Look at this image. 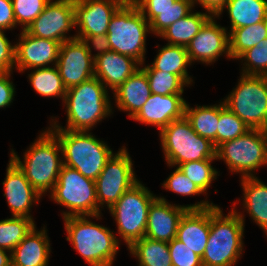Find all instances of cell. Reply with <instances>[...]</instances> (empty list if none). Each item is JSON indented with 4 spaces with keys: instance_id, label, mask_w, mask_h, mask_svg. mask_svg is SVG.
Here are the masks:
<instances>
[{
    "instance_id": "18",
    "label": "cell",
    "mask_w": 267,
    "mask_h": 266,
    "mask_svg": "<svg viewBox=\"0 0 267 266\" xmlns=\"http://www.w3.org/2000/svg\"><path fill=\"white\" fill-rule=\"evenodd\" d=\"M18 40L15 44V69L19 72L29 68L49 67L50 63L57 64L60 49L58 41L34 37L26 30H22Z\"/></svg>"
},
{
    "instance_id": "30",
    "label": "cell",
    "mask_w": 267,
    "mask_h": 266,
    "mask_svg": "<svg viewBox=\"0 0 267 266\" xmlns=\"http://www.w3.org/2000/svg\"><path fill=\"white\" fill-rule=\"evenodd\" d=\"M128 249L135 258H138L139 266H172L169 246L166 242L144 236Z\"/></svg>"
},
{
    "instance_id": "27",
    "label": "cell",
    "mask_w": 267,
    "mask_h": 266,
    "mask_svg": "<svg viewBox=\"0 0 267 266\" xmlns=\"http://www.w3.org/2000/svg\"><path fill=\"white\" fill-rule=\"evenodd\" d=\"M212 17L208 12L192 11L185 17L168 26L159 36L168 40V45L184 46L201 30L204 24Z\"/></svg>"
},
{
    "instance_id": "6",
    "label": "cell",
    "mask_w": 267,
    "mask_h": 266,
    "mask_svg": "<svg viewBox=\"0 0 267 266\" xmlns=\"http://www.w3.org/2000/svg\"><path fill=\"white\" fill-rule=\"evenodd\" d=\"M147 32L151 33L150 23L138 7L127 0L112 16L108 26L111 51L132 57L143 65Z\"/></svg>"
},
{
    "instance_id": "33",
    "label": "cell",
    "mask_w": 267,
    "mask_h": 266,
    "mask_svg": "<svg viewBox=\"0 0 267 266\" xmlns=\"http://www.w3.org/2000/svg\"><path fill=\"white\" fill-rule=\"evenodd\" d=\"M267 38V20L254 25L236 28L229 33L230 55L238 59L248 49Z\"/></svg>"
},
{
    "instance_id": "48",
    "label": "cell",
    "mask_w": 267,
    "mask_h": 266,
    "mask_svg": "<svg viewBox=\"0 0 267 266\" xmlns=\"http://www.w3.org/2000/svg\"><path fill=\"white\" fill-rule=\"evenodd\" d=\"M6 252H9V255ZM0 266H12V258L10 251L0 248Z\"/></svg>"
},
{
    "instance_id": "15",
    "label": "cell",
    "mask_w": 267,
    "mask_h": 266,
    "mask_svg": "<svg viewBox=\"0 0 267 266\" xmlns=\"http://www.w3.org/2000/svg\"><path fill=\"white\" fill-rule=\"evenodd\" d=\"M94 65V58L82 40L75 38L60 44L56 66L66 89L94 77Z\"/></svg>"
},
{
    "instance_id": "5",
    "label": "cell",
    "mask_w": 267,
    "mask_h": 266,
    "mask_svg": "<svg viewBox=\"0 0 267 266\" xmlns=\"http://www.w3.org/2000/svg\"><path fill=\"white\" fill-rule=\"evenodd\" d=\"M48 129L59 140L63 165L74 168L84 177L95 181L113 155L107 144L88 131Z\"/></svg>"
},
{
    "instance_id": "9",
    "label": "cell",
    "mask_w": 267,
    "mask_h": 266,
    "mask_svg": "<svg viewBox=\"0 0 267 266\" xmlns=\"http://www.w3.org/2000/svg\"><path fill=\"white\" fill-rule=\"evenodd\" d=\"M155 198L156 195L138 181L109 208L117 222L118 234L128 248L145 236L149 206Z\"/></svg>"
},
{
    "instance_id": "23",
    "label": "cell",
    "mask_w": 267,
    "mask_h": 266,
    "mask_svg": "<svg viewBox=\"0 0 267 266\" xmlns=\"http://www.w3.org/2000/svg\"><path fill=\"white\" fill-rule=\"evenodd\" d=\"M46 228L36 230V225L11 252L12 266H48L50 241Z\"/></svg>"
},
{
    "instance_id": "43",
    "label": "cell",
    "mask_w": 267,
    "mask_h": 266,
    "mask_svg": "<svg viewBox=\"0 0 267 266\" xmlns=\"http://www.w3.org/2000/svg\"><path fill=\"white\" fill-rule=\"evenodd\" d=\"M11 73H0V108L9 106L14 100L15 88L10 81Z\"/></svg>"
},
{
    "instance_id": "12",
    "label": "cell",
    "mask_w": 267,
    "mask_h": 266,
    "mask_svg": "<svg viewBox=\"0 0 267 266\" xmlns=\"http://www.w3.org/2000/svg\"><path fill=\"white\" fill-rule=\"evenodd\" d=\"M139 180L133 171V163L126 147L112 155L104 169L95 180L98 215L100 206L110 208L121 196Z\"/></svg>"
},
{
    "instance_id": "29",
    "label": "cell",
    "mask_w": 267,
    "mask_h": 266,
    "mask_svg": "<svg viewBox=\"0 0 267 266\" xmlns=\"http://www.w3.org/2000/svg\"><path fill=\"white\" fill-rule=\"evenodd\" d=\"M184 115L191 123L193 130L201 137L209 139L217 148L219 105L191 108L186 102Z\"/></svg>"
},
{
    "instance_id": "1",
    "label": "cell",
    "mask_w": 267,
    "mask_h": 266,
    "mask_svg": "<svg viewBox=\"0 0 267 266\" xmlns=\"http://www.w3.org/2000/svg\"><path fill=\"white\" fill-rule=\"evenodd\" d=\"M107 88L97 77L67 89L64 104L67 112V127L63 128L54 121L50 128L71 131H90L97 122L112 113Z\"/></svg>"
},
{
    "instance_id": "7",
    "label": "cell",
    "mask_w": 267,
    "mask_h": 266,
    "mask_svg": "<svg viewBox=\"0 0 267 266\" xmlns=\"http://www.w3.org/2000/svg\"><path fill=\"white\" fill-rule=\"evenodd\" d=\"M159 131L161 147L169 166L178 167L187 162L216 159L214 144L198 135L185 115Z\"/></svg>"
},
{
    "instance_id": "10",
    "label": "cell",
    "mask_w": 267,
    "mask_h": 266,
    "mask_svg": "<svg viewBox=\"0 0 267 266\" xmlns=\"http://www.w3.org/2000/svg\"><path fill=\"white\" fill-rule=\"evenodd\" d=\"M50 194L51 199L70 209L62 213L64 218L98 215L95 181L84 177L74 168L62 166L58 181Z\"/></svg>"
},
{
    "instance_id": "25",
    "label": "cell",
    "mask_w": 267,
    "mask_h": 266,
    "mask_svg": "<svg viewBox=\"0 0 267 266\" xmlns=\"http://www.w3.org/2000/svg\"><path fill=\"white\" fill-rule=\"evenodd\" d=\"M243 206L251 218L267 234V185L256 176L242 177Z\"/></svg>"
},
{
    "instance_id": "45",
    "label": "cell",
    "mask_w": 267,
    "mask_h": 266,
    "mask_svg": "<svg viewBox=\"0 0 267 266\" xmlns=\"http://www.w3.org/2000/svg\"><path fill=\"white\" fill-rule=\"evenodd\" d=\"M82 41L86 44L90 54L92 52L91 51L92 46L94 47L95 50L98 51L97 54L93 55L94 59L105 52L111 51L107 34L86 36Z\"/></svg>"
},
{
    "instance_id": "37",
    "label": "cell",
    "mask_w": 267,
    "mask_h": 266,
    "mask_svg": "<svg viewBox=\"0 0 267 266\" xmlns=\"http://www.w3.org/2000/svg\"><path fill=\"white\" fill-rule=\"evenodd\" d=\"M213 160L207 159L180 164L179 169L203 192L210 187L218 176V171L211 166Z\"/></svg>"
},
{
    "instance_id": "4",
    "label": "cell",
    "mask_w": 267,
    "mask_h": 266,
    "mask_svg": "<svg viewBox=\"0 0 267 266\" xmlns=\"http://www.w3.org/2000/svg\"><path fill=\"white\" fill-rule=\"evenodd\" d=\"M100 216L99 214L63 218L68 235L66 239L89 265L112 266L119 249V240L107 227L90 221V217L100 219Z\"/></svg>"
},
{
    "instance_id": "11",
    "label": "cell",
    "mask_w": 267,
    "mask_h": 266,
    "mask_svg": "<svg viewBox=\"0 0 267 266\" xmlns=\"http://www.w3.org/2000/svg\"><path fill=\"white\" fill-rule=\"evenodd\" d=\"M216 159H223L231 172L252 177L257 168L267 165V131L250 129L238 138L220 144Z\"/></svg>"
},
{
    "instance_id": "19",
    "label": "cell",
    "mask_w": 267,
    "mask_h": 266,
    "mask_svg": "<svg viewBox=\"0 0 267 266\" xmlns=\"http://www.w3.org/2000/svg\"><path fill=\"white\" fill-rule=\"evenodd\" d=\"M3 181L4 196L7 199L12 216L32 218L30 210L41 195L32 187L20 168L10 159Z\"/></svg>"
},
{
    "instance_id": "36",
    "label": "cell",
    "mask_w": 267,
    "mask_h": 266,
    "mask_svg": "<svg viewBox=\"0 0 267 266\" xmlns=\"http://www.w3.org/2000/svg\"><path fill=\"white\" fill-rule=\"evenodd\" d=\"M250 128L224 102L219 104V122L217 126V147L227 141L238 138Z\"/></svg>"
},
{
    "instance_id": "8",
    "label": "cell",
    "mask_w": 267,
    "mask_h": 266,
    "mask_svg": "<svg viewBox=\"0 0 267 266\" xmlns=\"http://www.w3.org/2000/svg\"><path fill=\"white\" fill-rule=\"evenodd\" d=\"M224 103L250 129L267 131V76L242 74Z\"/></svg>"
},
{
    "instance_id": "2",
    "label": "cell",
    "mask_w": 267,
    "mask_h": 266,
    "mask_svg": "<svg viewBox=\"0 0 267 266\" xmlns=\"http://www.w3.org/2000/svg\"><path fill=\"white\" fill-rule=\"evenodd\" d=\"M223 215L219 206L210 207V234L201 258L203 266H234L242 254L244 216L235 207Z\"/></svg>"
},
{
    "instance_id": "17",
    "label": "cell",
    "mask_w": 267,
    "mask_h": 266,
    "mask_svg": "<svg viewBox=\"0 0 267 266\" xmlns=\"http://www.w3.org/2000/svg\"><path fill=\"white\" fill-rule=\"evenodd\" d=\"M215 18L212 16L187 45L186 50L191 63L200 61L210 64L223 53L231 58L229 32L225 27L218 25Z\"/></svg>"
},
{
    "instance_id": "40",
    "label": "cell",
    "mask_w": 267,
    "mask_h": 266,
    "mask_svg": "<svg viewBox=\"0 0 267 266\" xmlns=\"http://www.w3.org/2000/svg\"><path fill=\"white\" fill-rule=\"evenodd\" d=\"M168 246L172 266H203L201 257L178 239L168 242Z\"/></svg>"
},
{
    "instance_id": "39",
    "label": "cell",
    "mask_w": 267,
    "mask_h": 266,
    "mask_svg": "<svg viewBox=\"0 0 267 266\" xmlns=\"http://www.w3.org/2000/svg\"><path fill=\"white\" fill-rule=\"evenodd\" d=\"M50 0H12L16 25H22L26 30L30 24L43 12Z\"/></svg>"
},
{
    "instance_id": "16",
    "label": "cell",
    "mask_w": 267,
    "mask_h": 266,
    "mask_svg": "<svg viewBox=\"0 0 267 266\" xmlns=\"http://www.w3.org/2000/svg\"><path fill=\"white\" fill-rule=\"evenodd\" d=\"M127 0H74L77 39L107 34L112 16Z\"/></svg>"
},
{
    "instance_id": "35",
    "label": "cell",
    "mask_w": 267,
    "mask_h": 266,
    "mask_svg": "<svg viewBox=\"0 0 267 266\" xmlns=\"http://www.w3.org/2000/svg\"><path fill=\"white\" fill-rule=\"evenodd\" d=\"M147 75L152 94L170 95L183 94L187 84L173 73L155 70L151 65L141 68ZM185 85V86H184Z\"/></svg>"
},
{
    "instance_id": "28",
    "label": "cell",
    "mask_w": 267,
    "mask_h": 266,
    "mask_svg": "<svg viewBox=\"0 0 267 266\" xmlns=\"http://www.w3.org/2000/svg\"><path fill=\"white\" fill-rule=\"evenodd\" d=\"M158 51L151 65L155 70L178 75L187 85L193 82L187 72L191 62L186 47L166 44Z\"/></svg>"
},
{
    "instance_id": "46",
    "label": "cell",
    "mask_w": 267,
    "mask_h": 266,
    "mask_svg": "<svg viewBox=\"0 0 267 266\" xmlns=\"http://www.w3.org/2000/svg\"><path fill=\"white\" fill-rule=\"evenodd\" d=\"M138 9H166L173 6L177 0H131Z\"/></svg>"
},
{
    "instance_id": "34",
    "label": "cell",
    "mask_w": 267,
    "mask_h": 266,
    "mask_svg": "<svg viewBox=\"0 0 267 266\" xmlns=\"http://www.w3.org/2000/svg\"><path fill=\"white\" fill-rule=\"evenodd\" d=\"M35 226L33 218L16 217L0 221V248L12 252Z\"/></svg>"
},
{
    "instance_id": "22",
    "label": "cell",
    "mask_w": 267,
    "mask_h": 266,
    "mask_svg": "<svg viewBox=\"0 0 267 266\" xmlns=\"http://www.w3.org/2000/svg\"><path fill=\"white\" fill-rule=\"evenodd\" d=\"M210 234V208L187 210L181 217L176 239L202 258Z\"/></svg>"
},
{
    "instance_id": "42",
    "label": "cell",
    "mask_w": 267,
    "mask_h": 266,
    "mask_svg": "<svg viewBox=\"0 0 267 266\" xmlns=\"http://www.w3.org/2000/svg\"><path fill=\"white\" fill-rule=\"evenodd\" d=\"M15 66V45L0 30V73L12 72Z\"/></svg>"
},
{
    "instance_id": "38",
    "label": "cell",
    "mask_w": 267,
    "mask_h": 266,
    "mask_svg": "<svg viewBox=\"0 0 267 266\" xmlns=\"http://www.w3.org/2000/svg\"><path fill=\"white\" fill-rule=\"evenodd\" d=\"M239 58L246 61L241 74L267 76V38L245 51Z\"/></svg>"
},
{
    "instance_id": "20",
    "label": "cell",
    "mask_w": 267,
    "mask_h": 266,
    "mask_svg": "<svg viewBox=\"0 0 267 266\" xmlns=\"http://www.w3.org/2000/svg\"><path fill=\"white\" fill-rule=\"evenodd\" d=\"M186 100L182 94H151L140 111L132 118L146 125L163 129L170 122L180 119L185 114Z\"/></svg>"
},
{
    "instance_id": "14",
    "label": "cell",
    "mask_w": 267,
    "mask_h": 266,
    "mask_svg": "<svg viewBox=\"0 0 267 266\" xmlns=\"http://www.w3.org/2000/svg\"><path fill=\"white\" fill-rule=\"evenodd\" d=\"M74 26V0H50L26 31L34 37L55 40L61 44L76 38V35L66 36Z\"/></svg>"
},
{
    "instance_id": "31",
    "label": "cell",
    "mask_w": 267,
    "mask_h": 266,
    "mask_svg": "<svg viewBox=\"0 0 267 266\" xmlns=\"http://www.w3.org/2000/svg\"><path fill=\"white\" fill-rule=\"evenodd\" d=\"M194 7L193 0H177L166 9H139L150 23V30L159 36L168 26L187 16Z\"/></svg>"
},
{
    "instance_id": "32",
    "label": "cell",
    "mask_w": 267,
    "mask_h": 266,
    "mask_svg": "<svg viewBox=\"0 0 267 266\" xmlns=\"http://www.w3.org/2000/svg\"><path fill=\"white\" fill-rule=\"evenodd\" d=\"M28 77L36 93L44 97H60L64 102L67 89L56 65L33 68Z\"/></svg>"
},
{
    "instance_id": "47",
    "label": "cell",
    "mask_w": 267,
    "mask_h": 266,
    "mask_svg": "<svg viewBox=\"0 0 267 266\" xmlns=\"http://www.w3.org/2000/svg\"><path fill=\"white\" fill-rule=\"evenodd\" d=\"M228 0H193V4H199L212 16H216ZM197 2V3H195Z\"/></svg>"
},
{
    "instance_id": "24",
    "label": "cell",
    "mask_w": 267,
    "mask_h": 266,
    "mask_svg": "<svg viewBox=\"0 0 267 266\" xmlns=\"http://www.w3.org/2000/svg\"><path fill=\"white\" fill-rule=\"evenodd\" d=\"M113 94L119 110L128 111L133 118L152 94L146 73L140 67Z\"/></svg>"
},
{
    "instance_id": "41",
    "label": "cell",
    "mask_w": 267,
    "mask_h": 266,
    "mask_svg": "<svg viewBox=\"0 0 267 266\" xmlns=\"http://www.w3.org/2000/svg\"><path fill=\"white\" fill-rule=\"evenodd\" d=\"M163 187L181 196L200 195L203 192L177 167L162 184Z\"/></svg>"
},
{
    "instance_id": "3",
    "label": "cell",
    "mask_w": 267,
    "mask_h": 266,
    "mask_svg": "<svg viewBox=\"0 0 267 266\" xmlns=\"http://www.w3.org/2000/svg\"><path fill=\"white\" fill-rule=\"evenodd\" d=\"M62 152L58 138L48 129L39 135L24 153L22 163L20 157L12 149L10 159L20 168L32 187L42 196L51 192L58 181L63 166ZM61 158V159H60Z\"/></svg>"
},
{
    "instance_id": "44",
    "label": "cell",
    "mask_w": 267,
    "mask_h": 266,
    "mask_svg": "<svg viewBox=\"0 0 267 266\" xmlns=\"http://www.w3.org/2000/svg\"><path fill=\"white\" fill-rule=\"evenodd\" d=\"M16 27L12 0H0V30Z\"/></svg>"
},
{
    "instance_id": "21",
    "label": "cell",
    "mask_w": 267,
    "mask_h": 266,
    "mask_svg": "<svg viewBox=\"0 0 267 266\" xmlns=\"http://www.w3.org/2000/svg\"><path fill=\"white\" fill-rule=\"evenodd\" d=\"M94 76L113 92L133 75L141 65L132 57L108 51L94 59ZM138 65V66H137Z\"/></svg>"
},
{
    "instance_id": "13",
    "label": "cell",
    "mask_w": 267,
    "mask_h": 266,
    "mask_svg": "<svg viewBox=\"0 0 267 266\" xmlns=\"http://www.w3.org/2000/svg\"><path fill=\"white\" fill-rule=\"evenodd\" d=\"M212 206L214 204L208 201L186 206L173 205L157 196L149 206L145 237L168 243L176 238L179 221L187 210H203Z\"/></svg>"
},
{
    "instance_id": "26",
    "label": "cell",
    "mask_w": 267,
    "mask_h": 266,
    "mask_svg": "<svg viewBox=\"0 0 267 266\" xmlns=\"http://www.w3.org/2000/svg\"><path fill=\"white\" fill-rule=\"evenodd\" d=\"M225 8L231 22L229 33L233 29L267 20V0H228L215 17H219Z\"/></svg>"
}]
</instances>
